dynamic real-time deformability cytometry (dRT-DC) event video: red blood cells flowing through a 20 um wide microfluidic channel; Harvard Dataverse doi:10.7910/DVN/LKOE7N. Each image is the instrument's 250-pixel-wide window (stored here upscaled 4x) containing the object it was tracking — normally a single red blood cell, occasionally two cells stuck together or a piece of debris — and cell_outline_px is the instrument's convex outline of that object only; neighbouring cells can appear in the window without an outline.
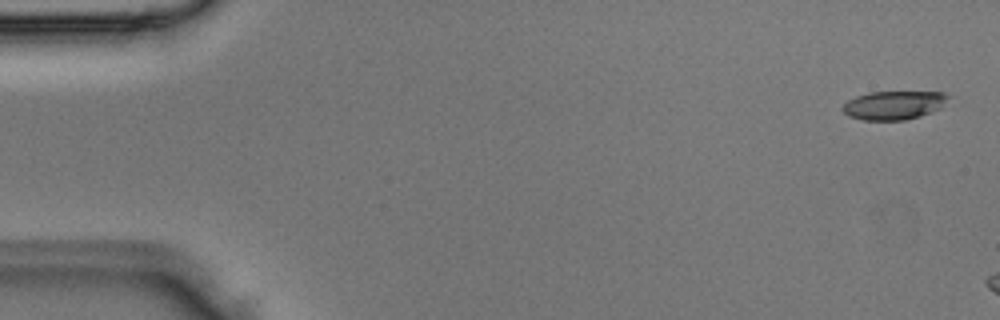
{"species": "Egyptian fruit bat (a non-hibernating species)", "species_latin": "Rousettus aegyptiacus", "temperature_condition": "room temperature", "stored_images_in_passage": 3, "camera_frame_rate_fps": 3000, "um_per_image_px": 0.085, "animal": {"sex": "male"}, "frame": {"image": 1, "passage_image": 1, "time_ms": 0.0, "image_size_px": [1000, 320], "cell_outline_px": [[948, 96], [940, 108], [920, 116], [904, 120], [864, 120], [848, 116], [840, 108], [848, 100], [856, 96], [872, 92], [944, 92]], "centroid_in_image_um": [75.92, 8.94], "position_along_channel_um": 9.1, "area_um2": 17.4}}